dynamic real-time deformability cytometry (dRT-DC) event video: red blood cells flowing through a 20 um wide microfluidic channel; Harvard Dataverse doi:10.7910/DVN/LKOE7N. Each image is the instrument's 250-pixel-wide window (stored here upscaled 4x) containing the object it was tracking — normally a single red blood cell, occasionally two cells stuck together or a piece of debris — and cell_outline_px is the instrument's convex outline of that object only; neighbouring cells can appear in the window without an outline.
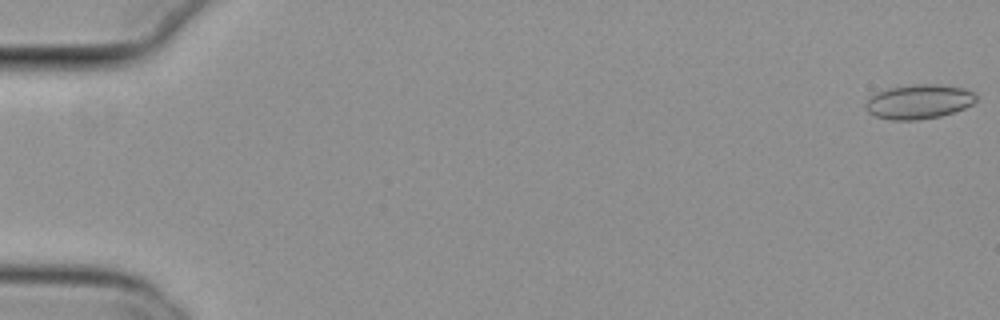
{"species": "common noctule bat (a hibernating species)", "species_latin": "Nyctalus noctula", "temperature_condition": "cold", "stored_images_in_passage": 5, "camera_frame_rate_fps": 3000, "um_per_image_px": 0.085, "animal": {"sex": "female", "body_mass_g": 29.2, "forearm_length_mm": 56.3}, "frame": {"image": 1, "passage_image": 1, "time_ms": 0.0, "image_size_px": [1000, 320], "cell_outline_px": [[976, 100], [972, 104], [964, 108], [940, 116], [916, 120], [892, 120], [876, 116], [868, 112], [864, 108], [864, 104], [868, 96], [876, 92], [888, 88], [912, 84], [936, 84], [964, 88], [972, 92], [976, 96]], "centroid_in_image_um": [78.04, 8.63], "position_along_channel_um": 7.0, "area_um2": 22.25}}